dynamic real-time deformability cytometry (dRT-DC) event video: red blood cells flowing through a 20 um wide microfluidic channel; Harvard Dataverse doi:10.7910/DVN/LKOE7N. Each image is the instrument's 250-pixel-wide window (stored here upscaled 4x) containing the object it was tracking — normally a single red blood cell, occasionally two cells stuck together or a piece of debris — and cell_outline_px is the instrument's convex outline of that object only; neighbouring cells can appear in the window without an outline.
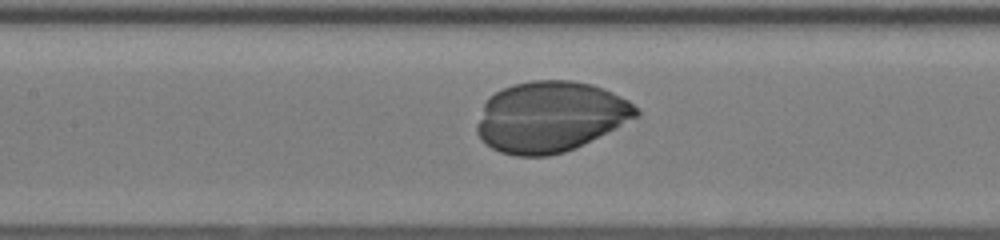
{"species": "human", "species_latin": "Homo sapiens", "temperature_condition": "room temperature", "stored_images_in_passage": 39, "camera_frame_rate_fps": 3000, "um_per_image_px": 0.085, "donor": {"sex": "female"}, "frame": {"image": 1, "passage_image": 20, "time_ms": 6.333, "image_size_px": [1000, 240], "cell_outline_px": [[640, 112], [636, 116], [564, 152], [548, 156], [516, 156], [500, 152], [492, 148], [480, 140], [476, 132], [476, 124], [484, 104], [488, 96], [512, 84], [532, 80], [572, 80], [592, 84], [604, 88], [628, 100]], "centroid_in_image_um": [46.68, 9.9], "position_along_channel_um": 160.7, "area_um2": 64.91}}